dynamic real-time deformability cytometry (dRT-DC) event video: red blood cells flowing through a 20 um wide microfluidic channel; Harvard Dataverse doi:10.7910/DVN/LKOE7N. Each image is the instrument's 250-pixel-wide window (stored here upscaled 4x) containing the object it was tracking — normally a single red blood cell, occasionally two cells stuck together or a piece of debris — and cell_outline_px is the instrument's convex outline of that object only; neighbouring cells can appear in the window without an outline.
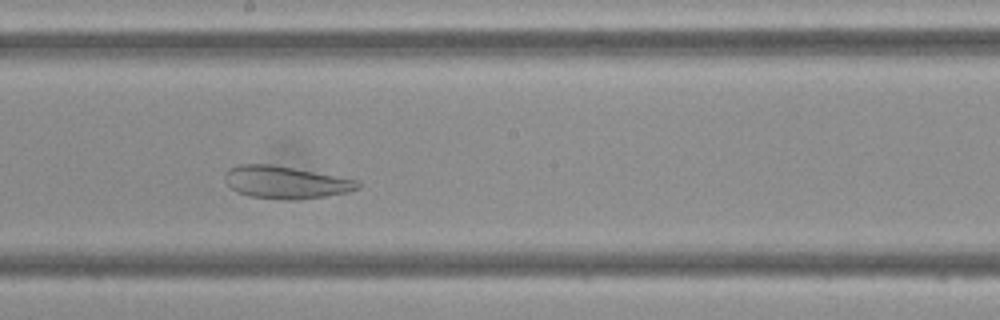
{"species": "Egyptian fruit bat (a non-hibernating species)", "species_latin": "Rousettus aegyptiacus", "temperature_condition": "cold", "stored_images_in_passage": 43, "camera_frame_rate_fps": 3000, "um_per_image_px": 0.085, "frame": {"image": 1, "passage_image": 21, "time_ms": 6.667, "image_size_px": [1000, 320], "cell_outline_px": [[360, 188], [348, 192], [328, 196], [288, 200], [248, 196], [236, 192], [224, 180], [224, 172], [228, 168], [240, 164], [272, 164], [336, 176], [356, 180], [360, 184]], "centroid_in_image_um": [24.23, 15.49], "position_along_channel_um": 224.0, "area_um2": 25.09}}
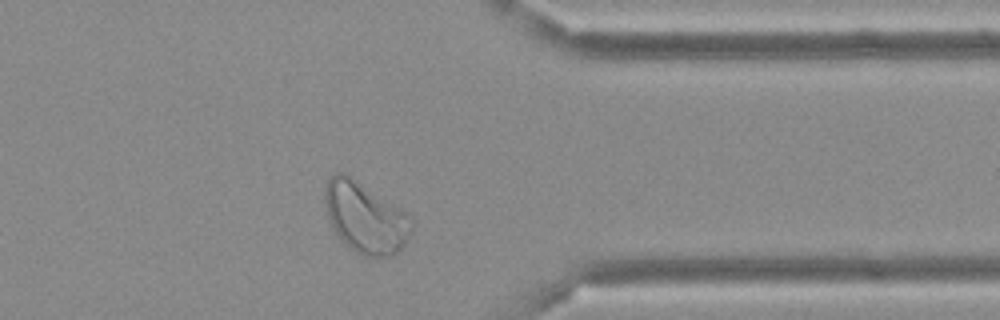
{"frame": {"image": 2, "passage_image": 33, "time_ms": 10.667, "image_size_px": [1000, 320], "cell_outline_px": [[412, 232], [404, 244], [392, 256], [368, 256], [356, 252], [336, 232], [328, 216], [324, 204], [324, 184], [332, 172], [344, 172], [400, 208], [412, 220]], "centroid_in_image_um": [31.02, 18.45], "position_along_channel_um": 380.4, "area_um2": 35.2}}
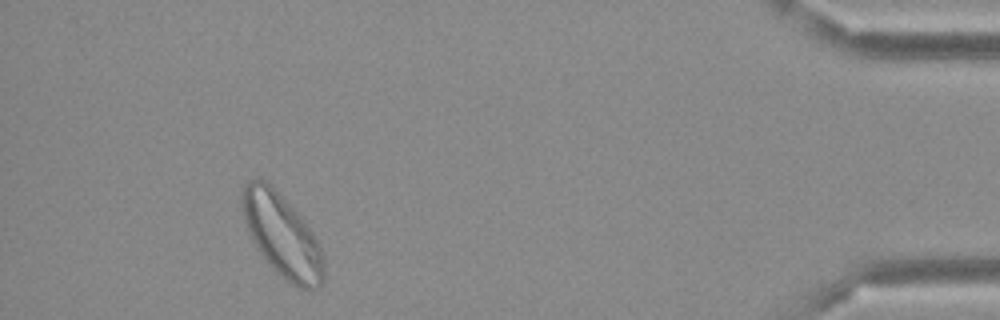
{"frame": {"image": 3, "passage_image": 39, "time_ms": 12.667, "image_size_px": [1000, 320], "cell_outline_px": [[324, 280], [316, 288], [296, 288], [280, 276], [268, 264], [252, 240], [248, 232], [240, 208], [240, 192], [244, 184], [248, 180], [260, 176], [272, 184], [300, 216], [312, 232], [320, 248], [324, 264]], "centroid_in_image_um": [23.91, 19.95], "position_along_channel_um": 411.3, "area_um2": 39.82}}